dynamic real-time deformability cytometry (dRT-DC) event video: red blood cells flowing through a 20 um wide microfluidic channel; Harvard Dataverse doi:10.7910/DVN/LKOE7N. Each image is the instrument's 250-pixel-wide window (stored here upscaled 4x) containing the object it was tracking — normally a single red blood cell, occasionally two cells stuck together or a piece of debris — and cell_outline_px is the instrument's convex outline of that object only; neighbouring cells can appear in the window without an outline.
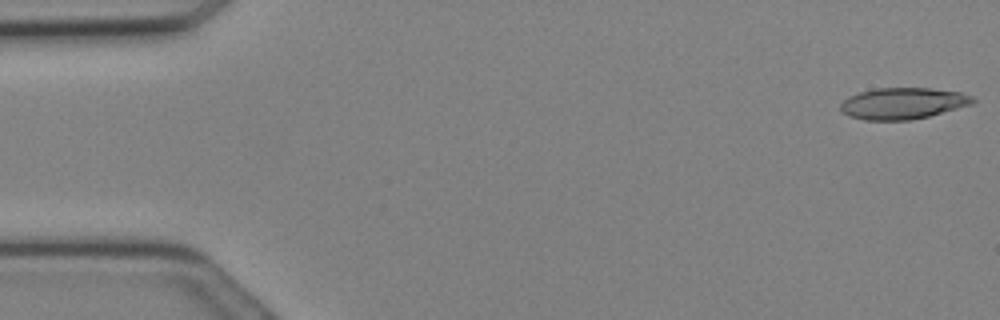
{"species": "Egyptian fruit bat (a non-hibernating species)", "species_latin": "Rousettus aegyptiacus", "temperature_condition": "cold", "stored_images_in_passage": 4, "camera_frame_rate_fps": 3000, "um_per_image_px": 0.085, "animal": {"sex": "female"}, "frame": {"image": 1, "passage_image": 1, "time_ms": 0.0, "image_size_px": [1000, 320], "cell_outline_px": [[976, 100], [972, 104], [928, 116], [912, 120], [864, 120], [848, 116], [840, 112], [840, 104], [848, 96], [860, 92], [876, 88], [932, 88], [960, 92], [972, 96]], "centroid_in_image_um": [76.71, 8.79], "position_along_channel_um": 8.3, "area_um2": 24.28}}